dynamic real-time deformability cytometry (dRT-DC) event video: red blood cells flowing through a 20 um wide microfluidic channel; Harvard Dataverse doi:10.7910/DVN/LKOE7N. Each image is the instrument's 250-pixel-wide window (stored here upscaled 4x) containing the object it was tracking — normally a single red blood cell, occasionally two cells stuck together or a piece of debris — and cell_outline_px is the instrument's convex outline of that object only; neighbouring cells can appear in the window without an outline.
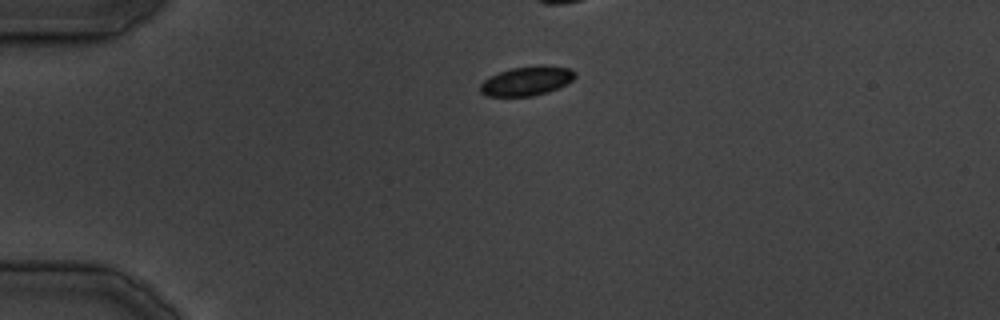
{"species": "common noctule bat (a hibernating species)", "species_latin": "Nyctalus noctula", "temperature_condition": "cold", "stored_images_in_passage": 23, "camera_frame_rate_fps": 3000, "um_per_image_px": 0.085, "animal": {"sex": "male", "body_mass_g": 19.5, "forearm_length_mm": 54.6}, "frame": {"image": 1, "passage_image": 1, "time_ms": 0.0, "image_size_px": [1000, 320], "cell_outline_px": [[576, 76], [568, 84], [548, 92], [532, 96], [484, 96], [480, 92], [480, 84], [484, 80], [500, 72], [512, 68], [544, 64], [572, 68], [576, 72]], "centroid_in_image_um": [44.82, 6.87], "position_along_channel_um": 40.2, "area_um2": 16.36}}